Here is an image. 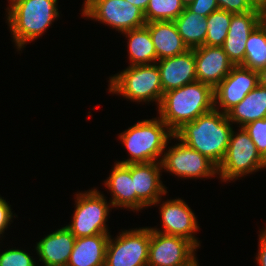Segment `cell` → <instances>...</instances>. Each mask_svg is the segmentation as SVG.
Wrapping results in <instances>:
<instances>
[{"instance_id": "obj_1", "label": "cell", "mask_w": 266, "mask_h": 266, "mask_svg": "<svg viewBox=\"0 0 266 266\" xmlns=\"http://www.w3.org/2000/svg\"><path fill=\"white\" fill-rule=\"evenodd\" d=\"M231 125L225 113L213 108L194 121L185 123L174 135L219 166L234 128Z\"/></svg>"}, {"instance_id": "obj_38", "label": "cell", "mask_w": 266, "mask_h": 266, "mask_svg": "<svg viewBox=\"0 0 266 266\" xmlns=\"http://www.w3.org/2000/svg\"><path fill=\"white\" fill-rule=\"evenodd\" d=\"M20 0H9L8 3L10 2L9 6L6 8V10H8L9 8H11L16 2H18Z\"/></svg>"}, {"instance_id": "obj_3", "label": "cell", "mask_w": 266, "mask_h": 266, "mask_svg": "<svg viewBox=\"0 0 266 266\" xmlns=\"http://www.w3.org/2000/svg\"><path fill=\"white\" fill-rule=\"evenodd\" d=\"M58 0H20L6 12L10 34L20 51L25 44L40 38L59 17Z\"/></svg>"}, {"instance_id": "obj_26", "label": "cell", "mask_w": 266, "mask_h": 266, "mask_svg": "<svg viewBox=\"0 0 266 266\" xmlns=\"http://www.w3.org/2000/svg\"><path fill=\"white\" fill-rule=\"evenodd\" d=\"M186 8V0H149L144 16L146 23L174 21Z\"/></svg>"}, {"instance_id": "obj_6", "label": "cell", "mask_w": 266, "mask_h": 266, "mask_svg": "<svg viewBox=\"0 0 266 266\" xmlns=\"http://www.w3.org/2000/svg\"><path fill=\"white\" fill-rule=\"evenodd\" d=\"M238 131L232 130L226 154L218 166L219 178L224 182L266 169L265 160L248 133L243 127Z\"/></svg>"}, {"instance_id": "obj_28", "label": "cell", "mask_w": 266, "mask_h": 266, "mask_svg": "<svg viewBox=\"0 0 266 266\" xmlns=\"http://www.w3.org/2000/svg\"><path fill=\"white\" fill-rule=\"evenodd\" d=\"M260 155L266 157V118L258 119L243 126Z\"/></svg>"}, {"instance_id": "obj_14", "label": "cell", "mask_w": 266, "mask_h": 266, "mask_svg": "<svg viewBox=\"0 0 266 266\" xmlns=\"http://www.w3.org/2000/svg\"><path fill=\"white\" fill-rule=\"evenodd\" d=\"M161 162L131 164V178L136 191V211L145 207L160 204L163 195L167 194L162 184Z\"/></svg>"}, {"instance_id": "obj_37", "label": "cell", "mask_w": 266, "mask_h": 266, "mask_svg": "<svg viewBox=\"0 0 266 266\" xmlns=\"http://www.w3.org/2000/svg\"><path fill=\"white\" fill-rule=\"evenodd\" d=\"M180 266H199L198 260L196 259V254L191 259H189L185 264Z\"/></svg>"}, {"instance_id": "obj_16", "label": "cell", "mask_w": 266, "mask_h": 266, "mask_svg": "<svg viewBox=\"0 0 266 266\" xmlns=\"http://www.w3.org/2000/svg\"><path fill=\"white\" fill-rule=\"evenodd\" d=\"M156 64L160 72L163 93L197 81L194 49H189L180 55L160 59Z\"/></svg>"}, {"instance_id": "obj_35", "label": "cell", "mask_w": 266, "mask_h": 266, "mask_svg": "<svg viewBox=\"0 0 266 266\" xmlns=\"http://www.w3.org/2000/svg\"><path fill=\"white\" fill-rule=\"evenodd\" d=\"M132 5H135L136 7L140 8L144 13L147 8V5L149 3V0H127Z\"/></svg>"}, {"instance_id": "obj_23", "label": "cell", "mask_w": 266, "mask_h": 266, "mask_svg": "<svg viewBox=\"0 0 266 266\" xmlns=\"http://www.w3.org/2000/svg\"><path fill=\"white\" fill-rule=\"evenodd\" d=\"M128 39L129 66L154 64L157 62L155 47L148 30L142 26L123 32Z\"/></svg>"}, {"instance_id": "obj_29", "label": "cell", "mask_w": 266, "mask_h": 266, "mask_svg": "<svg viewBox=\"0 0 266 266\" xmlns=\"http://www.w3.org/2000/svg\"><path fill=\"white\" fill-rule=\"evenodd\" d=\"M0 266H37L35 260L21 249H7L0 253Z\"/></svg>"}, {"instance_id": "obj_5", "label": "cell", "mask_w": 266, "mask_h": 266, "mask_svg": "<svg viewBox=\"0 0 266 266\" xmlns=\"http://www.w3.org/2000/svg\"><path fill=\"white\" fill-rule=\"evenodd\" d=\"M109 92L135 102H157L159 107L163 88L156 63L128 66L109 78Z\"/></svg>"}, {"instance_id": "obj_32", "label": "cell", "mask_w": 266, "mask_h": 266, "mask_svg": "<svg viewBox=\"0 0 266 266\" xmlns=\"http://www.w3.org/2000/svg\"><path fill=\"white\" fill-rule=\"evenodd\" d=\"M12 218L13 212L11 205L9 206L6 200L0 196V237L3 236V233L5 232V229L8 228V225L10 226V222H13Z\"/></svg>"}, {"instance_id": "obj_10", "label": "cell", "mask_w": 266, "mask_h": 266, "mask_svg": "<svg viewBox=\"0 0 266 266\" xmlns=\"http://www.w3.org/2000/svg\"><path fill=\"white\" fill-rule=\"evenodd\" d=\"M163 154L162 169L182 178L201 179L218 175V166L208 157L179 140Z\"/></svg>"}, {"instance_id": "obj_17", "label": "cell", "mask_w": 266, "mask_h": 266, "mask_svg": "<svg viewBox=\"0 0 266 266\" xmlns=\"http://www.w3.org/2000/svg\"><path fill=\"white\" fill-rule=\"evenodd\" d=\"M258 25V11L232 15L228 34L222 47L234 65H241L244 62L247 39Z\"/></svg>"}, {"instance_id": "obj_21", "label": "cell", "mask_w": 266, "mask_h": 266, "mask_svg": "<svg viewBox=\"0 0 266 266\" xmlns=\"http://www.w3.org/2000/svg\"><path fill=\"white\" fill-rule=\"evenodd\" d=\"M110 234L76 238L67 266H105Z\"/></svg>"}, {"instance_id": "obj_33", "label": "cell", "mask_w": 266, "mask_h": 266, "mask_svg": "<svg viewBox=\"0 0 266 266\" xmlns=\"http://www.w3.org/2000/svg\"><path fill=\"white\" fill-rule=\"evenodd\" d=\"M259 236V248L256 255V261L259 266H266V227L260 232Z\"/></svg>"}, {"instance_id": "obj_30", "label": "cell", "mask_w": 266, "mask_h": 266, "mask_svg": "<svg viewBox=\"0 0 266 266\" xmlns=\"http://www.w3.org/2000/svg\"><path fill=\"white\" fill-rule=\"evenodd\" d=\"M219 9L233 14H242L250 11H258L255 0H216Z\"/></svg>"}, {"instance_id": "obj_4", "label": "cell", "mask_w": 266, "mask_h": 266, "mask_svg": "<svg viewBox=\"0 0 266 266\" xmlns=\"http://www.w3.org/2000/svg\"><path fill=\"white\" fill-rule=\"evenodd\" d=\"M118 136L130 155L117 161L121 164L161 162L167 144L174 139V133L159 117L138 121Z\"/></svg>"}, {"instance_id": "obj_36", "label": "cell", "mask_w": 266, "mask_h": 266, "mask_svg": "<svg viewBox=\"0 0 266 266\" xmlns=\"http://www.w3.org/2000/svg\"><path fill=\"white\" fill-rule=\"evenodd\" d=\"M259 84L266 87V67L262 68L259 72Z\"/></svg>"}, {"instance_id": "obj_31", "label": "cell", "mask_w": 266, "mask_h": 266, "mask_svg": "<svg viewBox=\"0 0 266 266\" xmlns=\"http://www.w3.org/2000/svg\"><path fill=\"white\" fill-rule=\"evenodd\" d=\"M186 8L205 17L219 9L216 0H186Z\"/></svg>"}, {"instance_id": "obj_20", "label": "cell", "mask_w": 266, "mask_h": 266, "mask_svg": "<svg viewBox=\"0 0 266 266\" xmlns=\"http://www.w3.org/2000/svg\"><path fill=\"white\" fill-rule=\"evenodd\" d=\"M146 26L155 47L157 61L183 54L189 50L174 21H153L146 23Z\"/></svg>"}, {"instance_id": "obj_7", "label": "cell", "mask_w": 266, "mask_h": 266, "mask_svg": "<svg viewBox=\"0 0 266 266\" xmlns=\"http://www.w3.org/2000/svg\"><path fill=\"white\" fill-rule=\"evenodd\" d=\"M72 221L66 227L76 238L98 234H110L106 221L111 203L97 188L76 194Z\"/></svg>"}, {"instance_id": "obj_27", "label": "cell", "mask_w": 266, "mask_h": 266, "mask_svg": "<svg viewBox=\"0 0 266 266\" xmlns=\"http://www.w3.org/2000/svg\"><path fill=\"white\" fill-rule=\"evenodd\" d=\"M233 13L218 9L212 12L207 19V36L205 44L207 46L222 47L227 37Z\"/></svg>"}, {"instance_id": "obj_24", "label": "cell", "mask_w": 266, "mask_h": 266, "mask_svg": "<svg viewBox=\"0 0 266 266\" xmlns=\"http://www.w3.org/2000/svg\"><path fill=\"white\" fill-rule=\"evenodd\" d=\"M178 32L188 49H195L205 44L207 19L187 8L174 20Z\"/></svg>"}, {"instance_id": "obj_25", "label": "cell", "mask_w": 266, "mask_h": 266, "mask_svg": "<svg viewBox=\"0 0 266 266\" xmlns=\"http://www.w3.org/2000/svg\"><path fill=\"white\" fill-rule=\"evenodd\" d=\"M241 66L259 72L266 67V29L260 24L250 33Z\"/></svg>"}, {"instance_id": "obj_15", "label": "cell", "mask_w": 266, "mask_h": 266, "mask_svg": "<svg viewBox=\"0 0 266 266\" xmlns=\"http://www.w3.org/2000/svg\"><path fill=\"white\" fill-rule=\"evenodd\" d=\"M197 81L213 89L230 73L234 64L223 47L203 45L194 49Z\"/></svg>"}, {"instance_id": "obj_18", "label": "cell", "mask_w": 266, "mask_h": 266, "mask_svg": "<svg viewBox=\"0 0 266 266\" xmlns=\"http://www.w3.org/2000/svg\"><path fill=\"white\" fill-rule=\"evenodd\" d=\"M75 240L66 226L47 234L35 246L39 262L44 266H67Z\"/></svg>"}, {"instance_id": "obj_19", "label": "cell", "mask_w": 266, "mask_h": 266, "mask_svg": "<svg viewBox=\"0 0 266 266\" xmlns=\"http://www.w3.org/2000/svg\"><path fill=\"white\" fill-rule=\"evenodd\" d=\"M115 163L104 182L112 194L110 203L112 208L123 207L134 211L136 210V191L131 178V164Z\"/></svg>"}, {"instance_id": "obj_9", "label": "cell", "mask_w": 266, "mask_h": 266, "mask_svg": "<svg viewBox=\"0 0 266 266\" xmlns=\"http://www.w3.org/2000/svg\"><path fill=\"white\" fill-rule=\"evenodd\" d=\"M150 228L122 231L116 238L109 237L105 266H147Z\"/></svg>"}, {"instance_id": "obj_8", "label": "cell", "mask_w": 266, "mask_h": 266, "mask_svg": "<svg viewBox=\"0 0 266 266\" xmlns=\"http://www.w3.org/2000/svg\"><path fill=\"white\" fill-rule=\"evenodd\" d=\"M82 16L125 32L146 25L144 12L127 0H85Z\"/></svg>"}, {"instance_id": "obj_12", "label": "cell", "mask_w": 266, "mask_h": 266, "mask_svg": "<svg viewBox=\"0 0 266 266\" xmlns=\"http://www.w3.org/2000/svg\"><path fill=\"white\" fill-rule=\"evenodd\" d=\"M198 249L190 240L152 231L147 266H180L191 259Z\"/></svg>"}, {"instance_id": "obj_13", "label": "cell", "mask_w": 266, "mask_h": 266, "mask_svg": "<svg viewBox=\"0 0 266 266\" xmlns=\"http://www.w3.org/2000/svg\"><path fill=\"white\" fill-rule=\"evenodd\" d=\"M159 211L163 229L151 228L152 231L184 237L197 248L200 246V241L195 237V233L199 230L197 218L183 199L163 201Z\"/></svg>"}, {"instance_id": "obj_2", "label": "cell", "mask_w": 266, "mask_h": 266, "mask_svg": "<svg viewBox=\"0 0 266 266\" xmlns=\"http://www.w3.org/2000/svg\"><path fill=\"white\" fill-rule=\"evenodd\" d=\"M214 108V89L194 81L163 94L158 107L159 118L175 133L185 123Z\"/></svg>"}, {"instance_id": "obj_11", "label": "cell", "mask_w": 266, "mask_h": 266, "mask_svg": "<svg viewBox=\"0 0 266 266\" xmlns=\"http://www.w3.org/2000/svg\"><path fill=\"white\" fill-rule=\"evenodd\" d=\"M258 85L257 71L234 65L230 73L214 88V108L226 114Z\"/></svg>"}, {"instance_id": "obj_34", "label": "cell", "mask_w": 266, "mask_h": 266, "mask_svg": "<svg viewBox=\"0 0 266 266\" xmlns=\"http://www.w3.org/2000/svg\"><path fill=\"white\" fill-rule=\"evenodd\" d=\"M259 13V24L266 29V0H261L257 3Z\"/></svg>"}, {"instance_id": "obj_22", "label": "cell", "mask_w": 266, "mask_h": 266, "mask_svg": "<svg viewBox=\"0 0 266 266\" xmlns=\"http://www.w3.org/2000/svg\"><path fill=\"white\" fill-rule=\"evenodd\" d=\"M226 115L232 124H239L238 127L266 118V87L259 84L240 103L231 108Z\"/></svg>"}]
</instances>
